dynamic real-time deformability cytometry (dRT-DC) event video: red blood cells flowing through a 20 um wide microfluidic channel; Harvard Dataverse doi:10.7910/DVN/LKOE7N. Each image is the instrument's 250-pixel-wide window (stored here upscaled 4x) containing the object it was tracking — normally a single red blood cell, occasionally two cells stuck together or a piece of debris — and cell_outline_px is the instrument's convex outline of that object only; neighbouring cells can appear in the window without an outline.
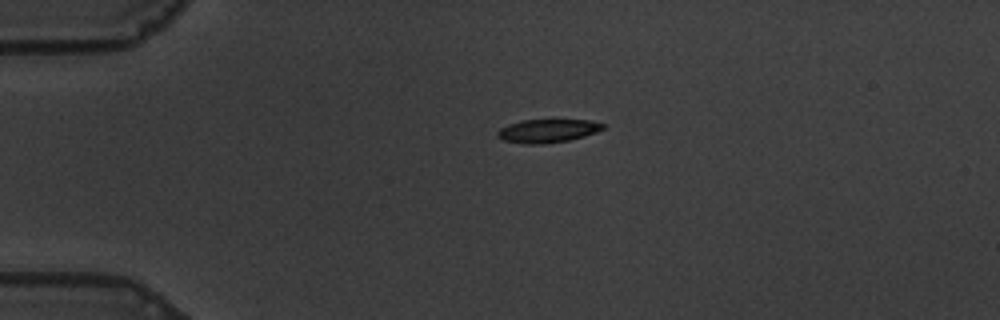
{"species": "common noctule bat (a hibernating species)", "species_latin": "Nyctalus noctula", "temperature_condition": "warm", "stored_images_in_passage": 24, "camera_frame_rate_fps": 3000, "um_per_image_px": 0.085, "animal": {"sex": "male", "body_mass_g": 19.5, "forearm_length_mm": 54.6}, "frame": {"image": 1, "passage_image": 1, "time_ms": 0.0, "image_size_px": [1000, 320], "cell_outline_px": [[604, 128], [596, 132], [584, 136], [568, 140], [544, 144], [524, 144], [504, 140], [496, 136], [496, 132], [500, 128], [508, 124], [520, 120], [588, 120], [604, 124]], "centroid_in_image_um": [46.5, 11.12], "position_along_channel_um": 38.5, "area_um2": 14.33}}
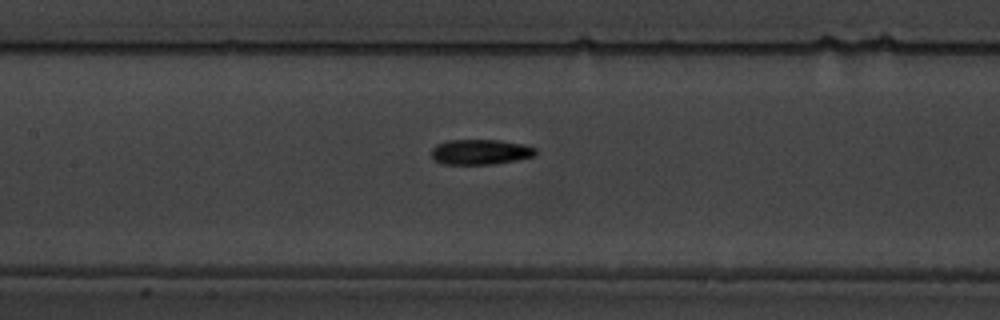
{"frame": {"image": 2, "passage_image": 15, "time_ms": 4.667, "image_size_px": [1000, 320], "cell_outline_px": [[536, 156], [516, 160], [492, 164], [444, 164], [436, 160], [432, 156], [432, 148], [436, 144], [448, 140], [500, 140], [524, 144], [536, 148]], "centroid_in_image_um": [40.86, 12.91], "position_along_channel_um": 166.5, "area_um2": 15.32}}
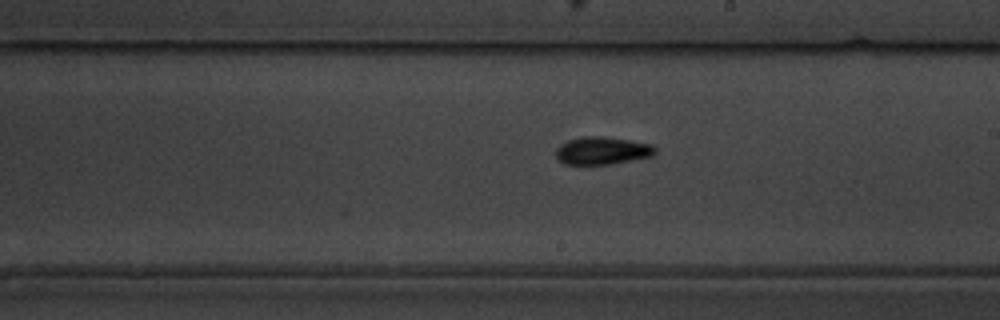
{"frame": {"image": 3, "passage_image": 21, "time_ms": 6.667, "image_size_px": [1000, 320], "cell_outline_px": [[656, 152], [652, 156], [608, 164], [564, 164], [556, 156], [556, 148], [560, 144], [568, 140], [580, 136], [604, 136], [652, 144], [656, 148]], "centroid_in_image_um": [51.17, 12.79], "position_along_channel_um": 237.8, "area_um2": 15.95}}